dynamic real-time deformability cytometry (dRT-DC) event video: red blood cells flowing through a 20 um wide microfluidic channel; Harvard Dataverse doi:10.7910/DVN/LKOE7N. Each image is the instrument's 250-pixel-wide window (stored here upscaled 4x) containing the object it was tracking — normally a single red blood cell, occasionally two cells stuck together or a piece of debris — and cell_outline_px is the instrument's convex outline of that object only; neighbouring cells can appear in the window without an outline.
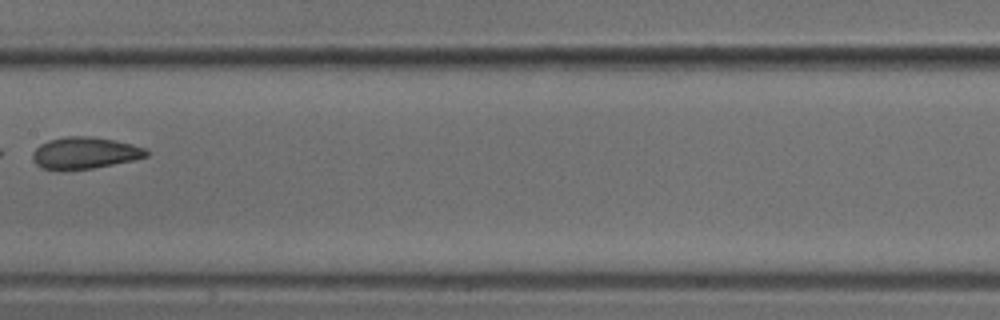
{"species": "common noctule bat (a hibernating species)", "species_latin": "Nyctalus noctula", "temperature_condition": "cold", "stored_images_in_passage": 5, "camera_frame_rate_fps": 3000, "um_per_image_px": 0.085, "animal": {"sex": "male", "body_mass_g": 18.8}, "frame": {"image": 1, "passage_image": 5, "time_ms": 1.333, "image_size_px": [1000, 320], "cell_outline_px": [[148, 156], [132, 160], [92, 168], [40, 168], [32, 160], [32, 152], [40, 144], [48, 140], [68, 136], [92, 136], [116, 140], [148, 148]], "centroid_in_image_um": [7.23, 12.97], "position_along_channel_um": 200.2, "area_um2": 20.75}}